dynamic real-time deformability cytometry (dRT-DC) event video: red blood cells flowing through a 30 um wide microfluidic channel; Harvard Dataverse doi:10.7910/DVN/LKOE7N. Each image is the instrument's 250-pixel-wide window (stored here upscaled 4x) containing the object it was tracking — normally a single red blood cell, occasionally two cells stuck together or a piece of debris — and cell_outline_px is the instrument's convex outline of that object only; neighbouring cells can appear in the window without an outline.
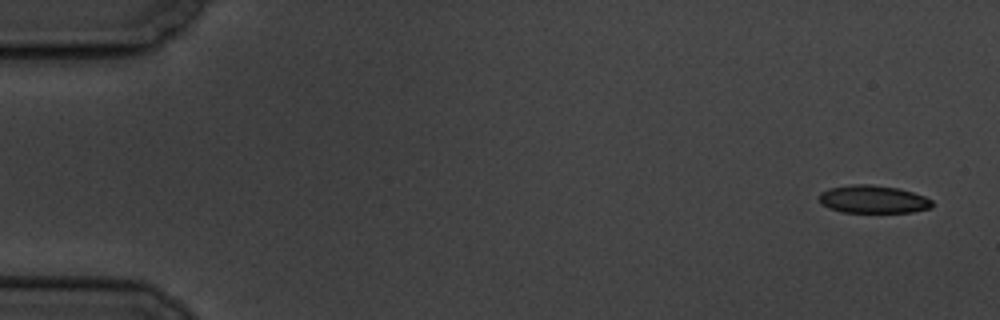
{"species": "common noctule bat (a hibernating species)", "species_latin": "Nyctalus noctula", "temperature_condition": "cold", "stored_images_in_passage": 7, "camera_frame_rate_fps": 3000, "um_per_image_px": 0.085, "animal": {"sex": "male", "body_mass_g": 19.5, "forearm_length_mm": 54.6}, "frame": {"image": 1, "passage_image": 1, "time_ms": 0.0, "image_size_px": [1000, 320], "cell_outline_px": [[932, 208], [912, 212], [840, 212], [828, 208], [820, 204], [816, 196], [820, 192], [828, 188], [852, 184], [872, 184], [896, 188], [912, 192], [924, 196], [932, 200]], "centroid_in_image_um": [74.14, 16.94], "position_along_channel_um": 10.9, "area_um2": 18.61}}
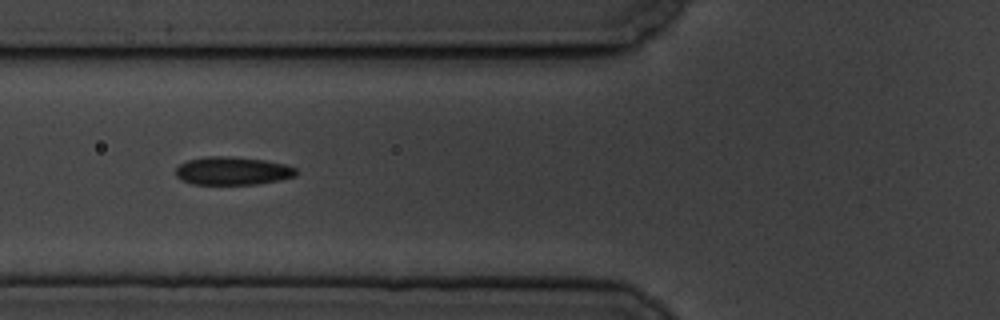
{"frame": {"image": 2, "passage_image": 6, "time_ms": 6.667, "image_size_px": [1000, 320], "cell_outline_px": [[296, 176], [256, 184], [192, 184], [180, 180], [176, 176], [176, 168], [180, 164], [188, 160], [208, 156], [228, 156], [264, 160], [284, 164], [296, 168]], "centroid_in_image_um": [19.72, 14.52], "position_along_channel_um": 106.1, "area_um2": 19.59}}
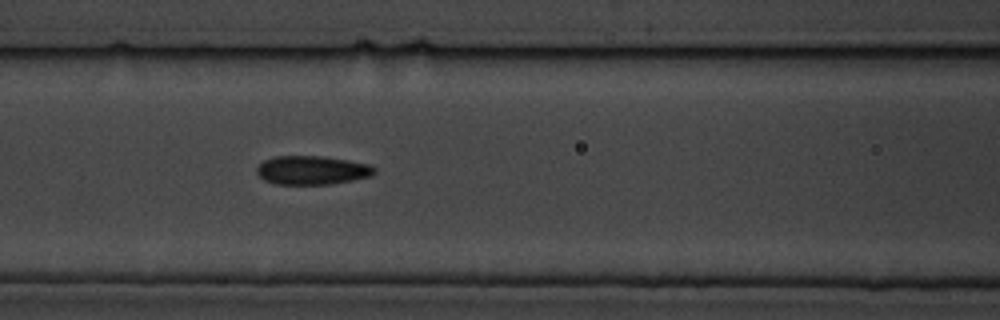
{"frame": {"image": 3, "passage_image": 7, "time_ms": 7.667, "image_size_px": [1000, 320], "cell_outline_px": [[376, 172], [372, 176], [332, 184], [276, 184], [264, 180], [256, 172], [256, 168], [264, 160], [276, 156], [324, 156], [348, 160], [368, 164], [376, 168]], "centroid_in_image_um": [26.54, 14.46], "position_along_channel_um": 140.1, "area_um2": 19.77}}